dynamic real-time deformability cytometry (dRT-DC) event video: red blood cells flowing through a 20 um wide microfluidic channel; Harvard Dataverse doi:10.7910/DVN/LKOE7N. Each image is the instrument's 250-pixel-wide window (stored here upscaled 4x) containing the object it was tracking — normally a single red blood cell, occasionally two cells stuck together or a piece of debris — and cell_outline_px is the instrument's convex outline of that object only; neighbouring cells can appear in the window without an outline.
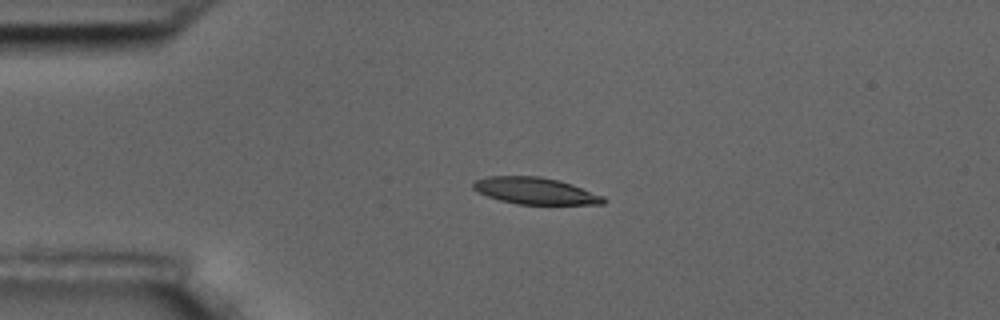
{"species": "common noctule bat (a hibernating species)", "species_latin": "Nyctalus noctula", "temperature_condition": "room temperature", "stored_images_in_passage": 44, "camera_frame_rate_fps": 3000, "um_per_image_px": 0.085, "animal": {"sex": "male", "body_mass_g": 17.5, "forearm_length_mm": 52.3}, "frame": {"image": 1, "passage_image": 1, "time_ms": 0.0, "image_size_px": [1000, 320], "cell_outline_px": [[608, 200], [604, 204], [516, 204], [500, 200], [476, 192], [472, 188], [472, 184], [476, 180], [488, 176], [540, 176], [572, 184], [604, 196]], "centroid_in_image_um": [45.49, 16.22], "position_along_channel_um": 39.5, "area_um2": 20.29}}
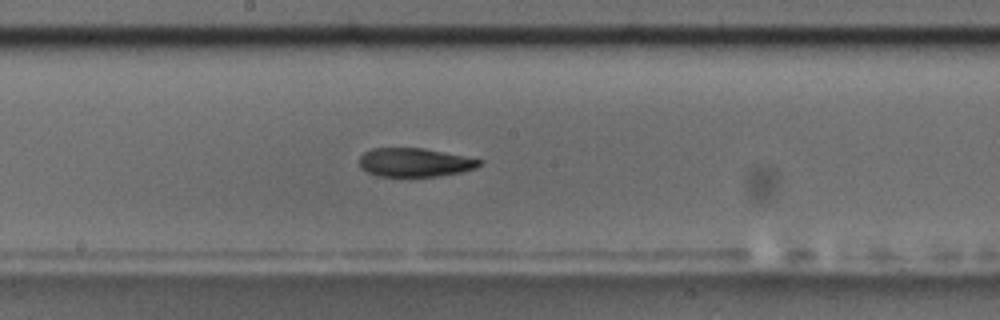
{"frame": {"image": 2, "passage_image": 18, "time_ms": 5.667, "image_size_px": [1000, 320], "cell_outline_px": [[484, 160], [476, 168], [460, 172], [436, 176], [376, 176], [360, 168], [360, 156], [364, 152], [372, 148], [424, 148]], "centroid_in_image_um": [35.23, 13.8], "position_along_channel_um": 213.0, "area_um2": 20.0}}
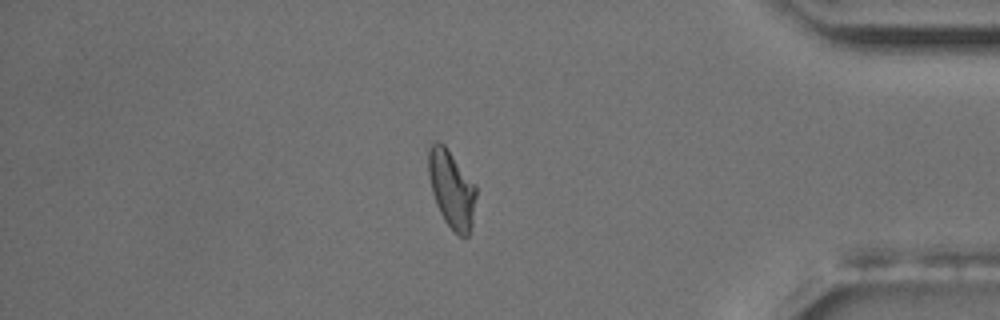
{"frame": {"image": 3, "passage_image": 36, "time_ms": 11.667, "image_size_px": [1000, 320], "cell_outline_px": [[476, 196], [472, 224], [468, 236], [460, 236], [444, 220], [436, 204], [432, 192], [428, 172], [428, 148], [436, 140], [444, 144], [476, 184]], "centroid_in_image_um": [38.39, 16.04], "position_along_channel_um": 396.8, "area_um2": 21.5}, "authors_computed_cell_mechanics": {"area_um2": 21.2704, "velocity_mm_per_s": 3.5895, "shape_relaxation_time_tau1_ms": 6.8129, "shape_relaxation_time_tau2_ms": 3.7622, "deformation_change_tau1": 0.1589, "deformation_change_tau2": 0.1098}}